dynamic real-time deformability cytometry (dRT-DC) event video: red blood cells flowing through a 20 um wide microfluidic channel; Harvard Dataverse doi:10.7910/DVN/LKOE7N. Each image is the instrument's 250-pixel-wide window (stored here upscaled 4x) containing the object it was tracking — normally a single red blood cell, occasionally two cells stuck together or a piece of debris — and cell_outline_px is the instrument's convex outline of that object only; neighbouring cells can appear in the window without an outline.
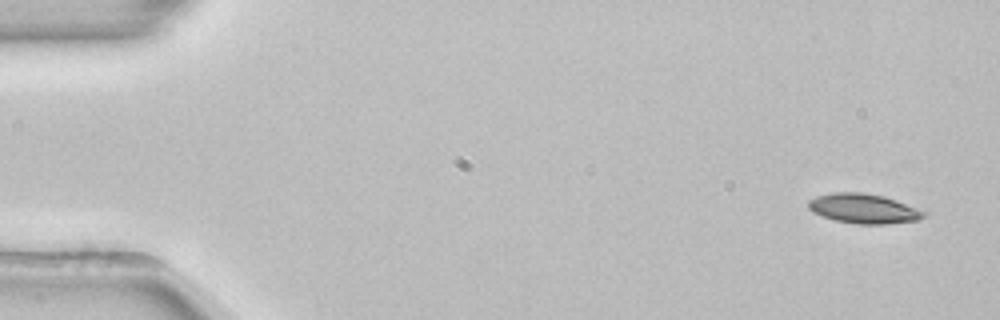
{"species": "common noctule bat (a hibernating species)", "species_latin": "Nyctalus noctula", "temperature_condition": "room temperature", "stored_images_in_passage": 53, "camera_frame_rate_fps": 3000, "um_per_image_px": 0.085, "animal": {"sex": "female", "body_mass_g": 22.7, "forearm_length_mm": 54.2}, "frame": {"image": 1, "passage_image": 2, "time_ms": 0.333, "image_size_px": [1000, 320], "cell_outline_px": [[928, 212], [920, 220], [888, 224], [856, 224], [836, 220], [812, 212], [808, 208], [808, 200], [816, 196], [832, 192], [864, 192], [884, 196], [896, 200]], "centroid_in_image_um": [73.42, 17.72], "position_along_channel_um": 11.6, "area_um2": 20.11}}
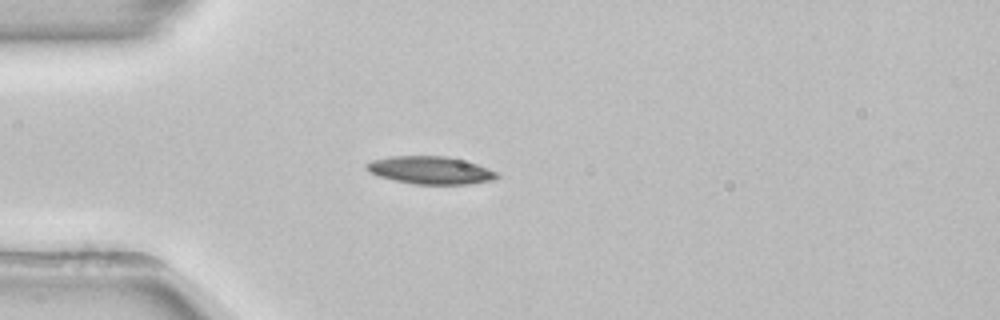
{"frame": {"image": 2, "passage_image": 14, "time_ms": 4.333, "image_size_px": [1000, 320], "cell_outline_px": [[500, 176], [492, 180], [468, 184], [412, 184], [392, 180], [368, 172], [364, 168], [364, 164], [372, 160], [392, 156], [448, 156], [476, 164], [496, 172]], "centroid_in_image_um": [36.52, 14.47], "position_along_channel_um": 48.5, "area_um2": 21.04}, "authors_computed_cell_mechanics": {"area_um2": 19.7676, "velocity_mm_per_s": 3.8553, "shape_relaxation_time_tau1_ms": 5.2482, "shape_relaxation_time_tau2_ms": null, "deformation_change_tau1": 0.1277, "deformation_change_tau2": null}}